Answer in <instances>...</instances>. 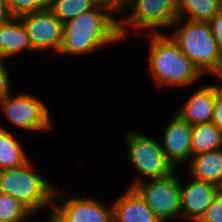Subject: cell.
Instances as JSON below:
<instances>
[{
	"label": "cell",
	"instance_id": "obj_1",
	"mask_svg": "<svg viewBox=\"0 0 222 222\" xmlns=\"http://www.w3.org/2000/svg\"><path fill=\"white\" fill-rule=\"evenodd\" d=\"M105 11L104 13L102 11ZM115 13L100 2L95 8L80 14L64 24L63 40L59 52L84 54L112 42L121 40L119 22L110 16Z\"/></svg>",
	"mask_w": 222,
	"mask_h": 222
},
{
	"label": "cell",
	"instance_id": "obj_2",
	"mask_svg": "<svg viewBox=\"0 0 222 222\" xmlns=\"http://www.w3.org/2000/svg\"><path fill=\"white\" fill-rule=\"evenodd\" d=\"M149 69L159 86L189 85L199 79L201 72L180 50L171 37L151 33Z\"/></svg>",
	"mask_w": 222,
	"mask_h": 222
},
{
	"label": "cell",
	"instance_id": "obj_3",
	"mask_svg": "<svg viewBox=\"0 0 222 222\" xmlns=\"http://www.w3.org/2000/svg\"><path fill=\"white\" fill-rule=\"evenodd\" d=\"M185 23L175 29L171 38L191 62L204 74L222 71L220 52L208 22L177 19L174 24Z\"/></svg>",
	"mask_w": 222,
	"mask_h": 222
},
{
	"label": "cell",
	"instance_id": "obj_4",
	"mask_svg": "<svg viewBox=\"0 0 222 222\" xmlns=\"http://www.w3.org/2000/svg\"><path fill=\"white\" fill-rule=\"evenodd\" d=\"M30 165L28 161L17 168L0 170V192L14 197L34 214L43 206L55 203L54 199L62 193L34 173Z\"/></svg>",
	"mask_w": 222,
	"mask_h": 222
},
{
	"label": "cell",
	"instance_id": "obj_5",
	"mask_svg": "<svg viewBox=\"0 0 222 222\" xmlns=\"http://www.w3.org/2000/svg\"><path fill=\"white\" fill-rule=\"evenodd\" d=\"M175 174L147 181L137 178L130 186L138 192L161 222L181 215L180 180Z\"/></svg>",
	"mask_w": 222,
	"mask_h": 222
},
{
	"label": "cell",
	"instance_id": "obj_6",
	"mask_svg": "<svg viewBox=\"0 0 222 222\" xmlns=\"http://www.w3.org/2000/svg\"><path fill=\"white\" fill-rule=\"evenodd\" d=\"M128 156L136 171L149 179L163 178L176 173L165 156L160 143L140 133H127Z\"/></svg>",
	"mask_w": 222,
	"mask_h": 222
},
{
	"label": "cell",
	"instance_id": "obj_7",
	"mask_svg": "<svg viewBox=\"0 0 222 222\" xmlns=\"http://www.w3.org/2000/svg\"><path fill=\"white\" fill-rule=\"evenodd\" d=\"M128 7H132L130 15L119 22L121 39L127 36L128 26L159 33L157 28L174 25L178 19L177 0H132Z\"/></svg>",
	"mask_w": 222,
	"mask_h": 222
},
{
	"label": "cell",
	"instance_id": "obj_8",
	"mask_svg": "<svg viewBox=\"0 0 222 222\" xmlns=\"http://www.w3.org/2000/svg\"><path fill=\"white\" fill-rule=\"evenodd\" d=\"M1 106L8 120L18 127L35 131L47 130L53 125L48 108L28 94L16 98L9 95L1 101Z\"/></svg>",
	"mask_w": 222,
	"mask_h": 222
},
{
	"label": "cell",
	"instance_id": "obj_9",
	"mask_svg": "<svg viewBox=\"0 0 222 222\" xmlns=\"http://www.w3.org/2000/svg\"><path fill=\"white\" fill-rule=\"evenodd\" d=\"M24 24L33 51L54 49L59 52L64 24L48 8L19 16Z\"/></svg>",
	"mask_w": 222,
	"mask_h": 222
},
{
	"label": "cell",
	"instance_id": "obj_10",
	"mask_svg": "<svg viewBox=\"0 0 222 222\" xmlns=\"http://www.w3.org/2000/svg\"><path fill=\"white\" fill-rule=\"evenodd\" d=\"M186 185L180 183L181 214L189 221L197 222L219 194V189L213 183L194 178Z\"/></svg>",
	"mask_w": 222,
	"mask_h": 222
},
{
	"label": "cell",
	"instance_id": "obj_11",
	"mask_svg": "<svg viewBox=\"0 0 222 222\" xmlns=\"http://www.w3.org/2000/svg\"><path fill=\"white\" fill-rule=\"evenodd\" d=\"M163 131V144L160 145L165 156L177 168V163L192 156V126L176 114Z\"/></svg>",
	"mask_w": 222,
	"mask_h": 222
},
{
	"label": "cell",
	"instance_id": "obj_12",
	"mask_svg": "<svg viewBox=\"0 0 222 222\" xmlns=\"http://www.w3.org/2000/svg\"><path fill=\"white\" fill-rule=\"evenodd\" d=\"M69 222H113L112 205L107 208L94 198L70 197L55 205Z\"/></svg>",
	"mask_w": 222,
	"mask_h": 222
},
{
	"label": "cell",
	"instance_id": "obj_13",
	"mask_svg": "<svg viewBox=\"0 0 222 222\" xmlns=\"http://www.w3.org/2000/svg\"><path fill=\"white\" fill-rule=\"evenodd\" d=\"M112 204L113 222H161L134 188Z\"/></svg>",
	"mask_w": 222,
	"mask_h": 222
},
{
	"label": "cell",
	"instance_id": "obj_14",
	"mask_svg": "<svg viewBox=\"0 0 222 222\" xmlns=\"http://www.w3.org/2000/svg\"><path fill=\"white\" fill-rule=\"evenodd\" d=\"M215 107V97L209 86L198 89L180 108L177 115L189 125L211 122Z\"/></svg>",
	"mask_w": 222,
	"mask_h": 222
},
{
	"label": "cell",
	"instance_id": "obj_15",
	"mask_svg": "<svg viewBox=\"0 0 222 222\" xmlns=\"http://www.w3.org/2000/svg\"><path fill=\"white\" fill-rule=\"evenodd\" d=\"M21 50L33 51L21 19L11 17L0 23V59L12 56Z\"/></svg>",
	"mask_w": 222,
	"mask_h": 222
},
{
	"label": "cell",
	"instance_id": "obj_16",
	"mask_svg": "<svg viewBox=\"0 0 222 222\" xmlns=\"http://www.w3.org/2000/svg\"><path fill=\"white\" fill-rule=\"evenodd\" d=\"M189 167L192 178L218 186L222 181V148L192 155Z\"/></svg>",
	"mask_w": 222,
	"mask_h": 222
},
{
	"label": "cell",
	"instance_id": "obj_17",
	"mask_svg": "<svg viewBox=\"0 0 222 222\" xmlns=\"http://www.w3.org/2000/svg\"><path fill=\"white\" fill-rule=\"evenodd\" d=\"M221 9L222 0H177L179 19L209 22Z\"/></svg>",
	"mask_w": 222,
	"mask_h": 222
},
{
	"label": "cell",
	"instance_id": "obj_18",
	"mask_svg": "<svg viewBox=\"0 0 222 222\" xmlns=\"http://www.w3.org/2000/svg\"><path fill=\"white\" fill-rule=\"evenodd\" d=\"M192 155L222 148V131L211 121L192 125Z\"/></svg>",
	"mask_w": 222,
	"mask_h": 222
},
{
	"label": "cell",
	"instance_id": "obj_19",
	"mask_svg": "<svg viewBox=\"0 0 222 222\" xmlns=\"http://www.w3.org/2000/svg\"><path fill=\"white\" fill-rule=\"evenodd\" d=\"M28 161L19 141L0 126V170L17 168Z\"/></svg>",
	"mask_w": 222,
	"mask_h": 222
},
{
	"label": "cell",
	"instance_id": "obj_20",
	"mask_svg": "<svg viewBox=\"0 0 222 222\" xmlns=\"http://www.w3.org/2000/svg\"><path fill=\"white\" fill-rule=\"evenodd\" d=\"M100 0H51L49 9L63 23L95 8Z\"/></svg>",
	"mask_w": 222,
	"mask_h": 222
},
{
	"label": "cell",
	"instance_id": "obj_21",
	"mask_svg": "<svg viewBox=\"0 0 222 222\" xmlns=\"http://www.w3.org/2000/svg\"><path fill=\"white\" fill-rule=\"evenodd\" d=\"M33 213L14 197L0 192V221L22 222Z\"/></svg>",
	"mask_w": 222,
	"mask_h": 222
},
{
	"label": "cell",
	"instance_id": "obj_22",
	"mask_svg": "<svg viewBox=\"0 0 222 222\" xmlns=\"http://www.w3.org/2000/svg\"><path fill=\"white\" fill-rule=\"evenodd\" d=\"M50 3L51 0H5L6 7L12 17L48 9Z\"/></svg>",
	"mask_w": 222,
	"mask_h": 222
},
{
	"label": "cell",
	"instance_id": "obj_23",
	"mask_svg": "<svg viewBox=\"0 0 222 222\" xmlns=\"http://www.w3.org/2000/svg\"><path fill=\"white\" fill-rule=\"evenodd\" d=\"M197 222H222V194H218Z\"/></svg>",
	"mask_w": 222,
	"mask_h": 222
},
{
	"label": "cell",
	"instance_id": "obj_24",
	"mask_svg": "<svg viewBox=\"0 0 222 222\" xmlns=\"http://www.w3.org/2000/svg\"><path fill=\"white\" fill-rule=\"evenodd\" d=\"M218 48L222 53V9L208 22Z\"/></svg>",
	"mask_w": 222,
	"mask_h": 222
},
{
	"label": "cell",
	"instance_id": "obj_25",
	"mask_svg": "<svg viewBox=\"0 0 222 222\" xmlns=\"http://www.w3.org/2000/svg\"><path fill=\"white\" fill-rule=\"evenodd\" d=\"M0 59V102L10 95V82L7 68Z\"/></svg>",
	"mask_w": 222,
	"mask_h": 222
},
{
	"label": "cell",
	"instance_id": "obj_26",
	"mask_svg": "<svg viewBox=\"0 0 222 222\" xmlns=\"http://www.w3.org/2000/svg\"><path fill=\"white\" fill-rule=\"evenodd\" d=\"M101 2H103L106 6H109L114 12H116L115 14H121L123 12H125L124 9H128V5L130 4V2L132 0H100Z\"/></svg>",
	"mask_w": 222,
	"mask_h": 222
},
{
	"label": "cell",
	"instance_id": "obj_27",
	"mask_svg": "<svg viewBox=\"0 0 222 222\" xmlns=\"http://www.w3.org/2000/svg\"><path fill=\"white\" fill-rule=\"evenodd\" d=\"M212 122L222 131V102L215 100Z\"/></svg>",
	"mask_w": 222,
	"mask_h": 222
},
{
	"label": "cell",
	"instance_id": "obj_28",
	"mask_svg": "<svg viewBox=\"0 0 222 222\" xmlns=\"http://www.w3.org/2000/svg\"><path fill=\"white\" fill-rule=\"evenodd\" d=\"M52 207V214L50 215L49 222H69L65 215L55 206V204L50 205Z\"/></svg>",
	"mask_w": 222,
	"mask_h": 222
},
{
	"label": "cell",
	"instance_id": "obj_29",
	"mask_svg": "<svg viewBox=\"0 0 222 222\" xmlns=\"http://www.w3.org/2000/svg\"><path fill=\"white\" fill-rule=\"evenodd\" d=\"M217 76L219 79H222V71L212 72V75ZM214 94L216 101L222 102V85H210L209 86Z\"/></svg>",
	"mask_w": 222,
	"mask_h": 222
},
{
	"label": "cell",
	"instance_id": "obj_30",
	"mask_svg": "<svg viewBox=\"0 0 222 222\" xmlns=\"http://www.w3.org/2000/svg\"><path fill=\"white\" fill-rule=\"evenodd\" d=\"M11 17L12 16L6 7L5 0H0V23L7 21Z\"/></svg>",
	"mask_w": 222,
	"mask_h": 222
},
{
	"label": "cell",
	"instance_id": "obj_31",
	"mask_svg": "<svg viewBox=\"0 0 222 222\" xmlns=\"http://www.w3.org/2000/svg\"><path fill=\"white\" fill-rule=\"evenodd\" d=\"M218 189H219V193L222 194V181H221V183L218 185Z\"/></svg>",
	"mask_w": 222,
	"mask_h": 222
}]
</instances>
